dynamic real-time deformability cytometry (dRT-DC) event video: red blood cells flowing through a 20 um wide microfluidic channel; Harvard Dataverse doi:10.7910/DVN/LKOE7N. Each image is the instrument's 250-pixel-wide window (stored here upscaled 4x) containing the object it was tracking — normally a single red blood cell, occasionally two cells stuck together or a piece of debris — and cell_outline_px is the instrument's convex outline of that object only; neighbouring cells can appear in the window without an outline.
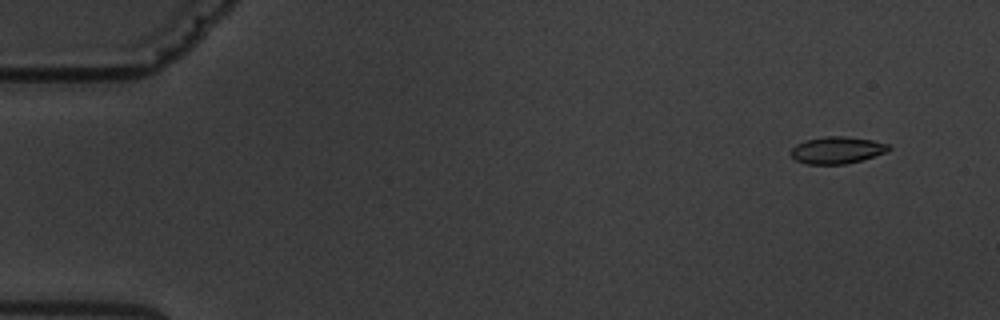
{"species": "common noctule bat (a hibernating species)", "species_latin": "Nyctalus noctula", "temperature_condition": "warm", "stored_images_in_passage": 6, "camera_frame_rate_fps": 3000, "um_per_image_px": 0.085, "animal": {"sex": "male", "body_mass_g": 19.5, "forearm_length_mm": 54.6}, "frame": {"image": 1, "passage_image": 2, "time_ms": 1.333, "image_size_px": [1000, 320], "cell_outline_px": [[892, 148], [884, 152], [860, 160], [844, 164], [808, 164], [796, 160], [792, 156], [792, 148], [796, 144], [804, 140], [824, 136], [844, 136], [872, 140], [888, 144]], "centroid_in_image_um": [71.12, 12.75], "position_along_channel_um": 13.9, "area_um2": 15.14}}
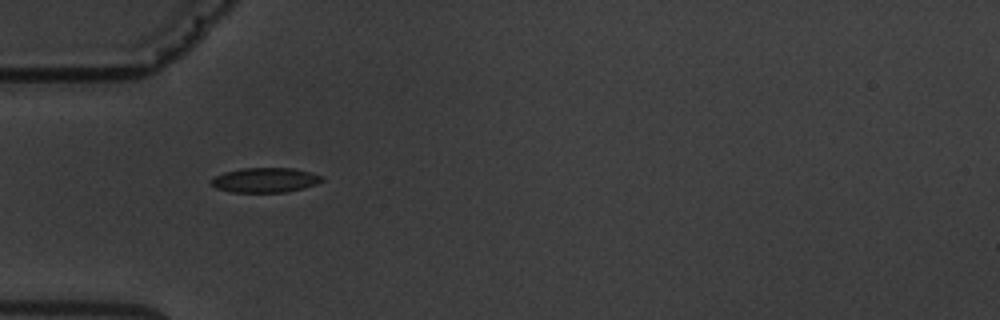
{"frame": {"image": 2, "passage_image": 5, "time_ms": 6.0, "image_size_px": [1000, 320], "cell_outline_px": [[324, 180], [316, 184], [304, 188], [284, 192], [232, 192], [216, 188], [212, 184], [212, 180], [216, 176], [224, 172], [240, 168], [296, 168], [312, 172], [324, 176]], "centroid_in_image_um": [22.6, 15.29], "position_along_channel_um": 62.4, "area_um2": 16.01}}
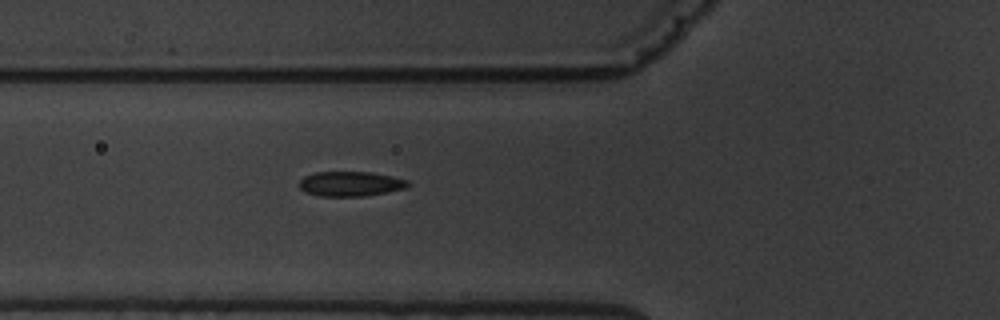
{"frame": {"image": 3, "passage_image": 6, "time_ms": 7.0, "image_size_px": [1000, 320], "cell_outline_px": [[412, 184], [404, 188], [388, 192], [364, 196], [320, 196], [304, 192], [300, 188], [300, 180], [304, 176], [316, 172], [372, 172], [392, 176], [408, 180]], "centroid_in_image_um": [29.81, 15.62], "position_along_channel_um": 96.0, "area_um2": 15.78}}